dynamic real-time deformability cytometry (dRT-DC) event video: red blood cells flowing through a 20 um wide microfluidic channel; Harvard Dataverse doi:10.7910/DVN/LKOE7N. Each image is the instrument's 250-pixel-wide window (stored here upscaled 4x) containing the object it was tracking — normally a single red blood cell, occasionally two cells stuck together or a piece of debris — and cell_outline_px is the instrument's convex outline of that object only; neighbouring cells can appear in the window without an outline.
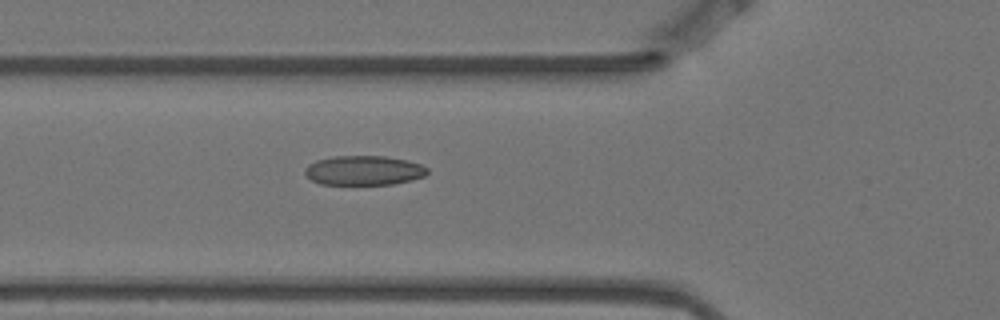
{"species": "Egyptian fruit bat (a non-hibernating species)", "species_latin": "Rousettus aegyptiacus", "temperature_condition": "warm", "stored_images_in_passage": 2, "camera_frame_rate_fps": 3000, "um_per_image_px": 0.085, "animal": {"sex": "female"}, "frame": {"image": 1, "passage_image": 2, "time_ms": 0.333, "image_size_px": [1000, 320], "cell_outline_px": [[428, 172], [424, 176], [412, 180], [392, 184], [320, 184], [312, 180], [304, 172], [304, 168], [308, 164], [316, 160], [332, 156], [384, 156], [408, 160], [420, 164], [428, 168]], "centroid_in_image_um": [30.92, 14.48], "position_along_channel_um": 94.9, "area_um2": 21.1}}